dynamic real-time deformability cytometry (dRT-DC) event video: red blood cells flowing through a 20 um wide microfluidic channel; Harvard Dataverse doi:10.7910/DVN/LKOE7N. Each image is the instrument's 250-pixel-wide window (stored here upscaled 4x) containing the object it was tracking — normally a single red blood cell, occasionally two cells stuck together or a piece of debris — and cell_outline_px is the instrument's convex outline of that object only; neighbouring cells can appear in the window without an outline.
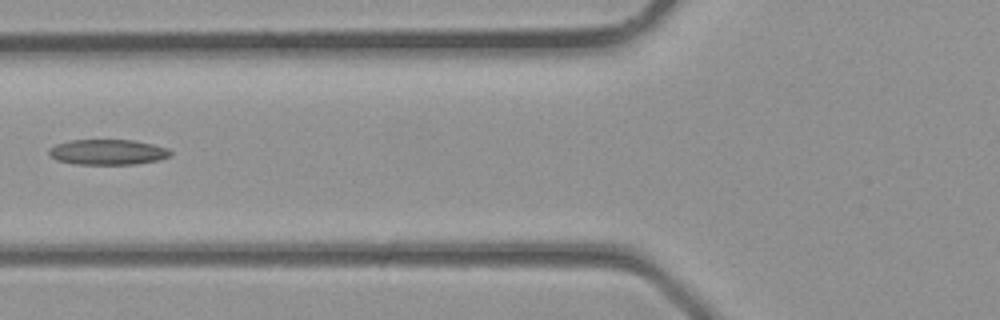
{"species": "common noctule bat (a hibernating species)", "species_latin": "Nyctalus noctula", "temperature_condition": "room temperature", "stored_images_in_passage": 3, "camera_frame_rate_fps": 3000, "um_per_image_px": 0.085, "animal": {"sex": "male", "body_mass_g": 23.1, "forearm_length_mm": 52.7}, "frame": {"image": 1, "passage_image": 3, "time_ms": 0.667, "image_size_px": [1000, 320], "cell_outline_px": [[172, 156], [156, 160], [136, 164], [76, 164], [56, 160], [48, 156], [48, 148], [56, 144], [72, 140], [132, 140], [152, 144], [168, 148], [172, 152]], "centroid_in_image_um": [9.13, 12.93], "position_along_channel_um": 116.7, "area_um2": 18.03}}